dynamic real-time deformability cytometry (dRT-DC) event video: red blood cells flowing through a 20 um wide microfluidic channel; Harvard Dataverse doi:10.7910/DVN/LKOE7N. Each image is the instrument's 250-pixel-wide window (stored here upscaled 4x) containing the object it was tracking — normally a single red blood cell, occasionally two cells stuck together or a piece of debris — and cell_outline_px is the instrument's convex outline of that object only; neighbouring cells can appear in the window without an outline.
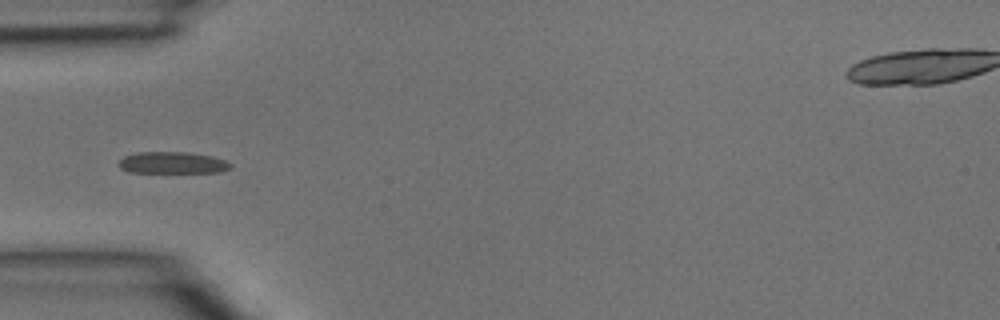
{"species": "common noctule bat (a hibernating species)", "species_latin": "Nyctalus noctula", "temperature_condition": "room temperature", "stored_images_in_passage": 1, "camera_frame_rate_fps": 3000, "um_per_image_px": 0.085, "animal": {"sex": "male", "body_mass_g": 15.6}, "frame": {"image": 1, "passage_image": 1, "time_ms": 0.0, "image_size_px": [1000, 320], "cell_outline_px": [[232, 168], [220, 172], [128, 172], [120, 168], [120, 160], [124, 156], [136, 152], [188, 152], [212, 156], [224, 160], [232, 164]], "centroid_in_image_um": [14.68, 13.83], "position_along_channel_um": 70.3, "area_um2": 14.1}}